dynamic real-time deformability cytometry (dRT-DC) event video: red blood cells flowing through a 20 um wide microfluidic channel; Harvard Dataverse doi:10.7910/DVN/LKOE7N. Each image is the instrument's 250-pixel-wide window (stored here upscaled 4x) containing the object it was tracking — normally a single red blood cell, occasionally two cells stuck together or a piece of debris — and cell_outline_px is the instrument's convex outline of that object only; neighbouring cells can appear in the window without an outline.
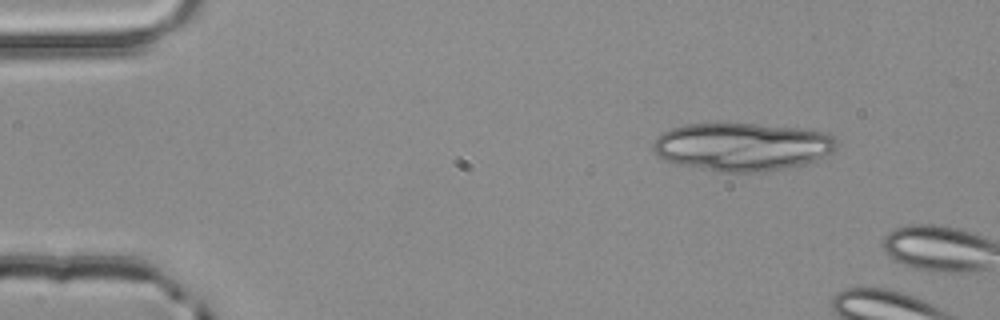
{"species": "common noctule bat (a hibernating species)", "species_latin": "Nyctalus noctula", "temperature_condition": "room temperature", "stored_images_in_passage": 2, "camera_frame_rate_fps": 3000, "um_per_image_px": 0.085, "animal": {"sex": "male", "body_mass_g": 20.4}, "frame": {"image": 1, "passage_image": 1, "time_ms": 0.0, "image_size_px": [1000, 320], "cell_outline_px": [[836, 152], [816, 160], [784, 168], [756, 172], [724, 172], [676, 164], [664, 160], [652, 148], [652, 144], [656, 136], [672, 128], [688, 124], [756, 124], [804, 128], [828, 132], [836, 140]], "centroid_in_image_um": [63.11, 12.46], "position_along_channel_um": 21.9, "area_um2": 51.38}}